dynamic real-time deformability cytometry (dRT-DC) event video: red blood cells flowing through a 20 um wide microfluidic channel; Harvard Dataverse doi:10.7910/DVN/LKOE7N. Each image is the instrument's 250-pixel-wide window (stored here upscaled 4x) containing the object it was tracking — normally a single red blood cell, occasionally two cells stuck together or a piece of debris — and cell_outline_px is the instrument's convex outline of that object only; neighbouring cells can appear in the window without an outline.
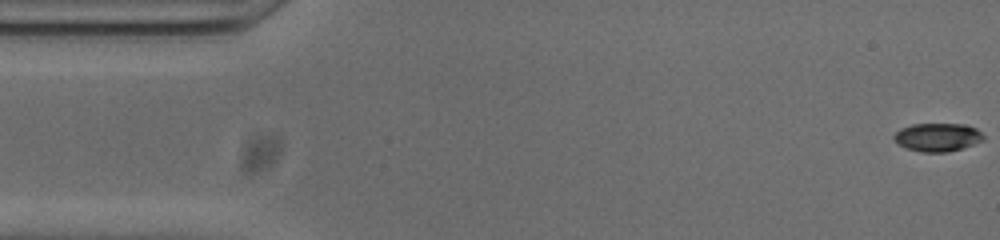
{"species": "common noctule bat (a hibernating species)", "species_latin": "Nyctalus noctula", "temperature_condition": "cold", "stored_images_in_passage": 52, "camera_frame_rate_fps": 3000, "um_per_image_px": 0.085, "animal": {"sex": "male", "body_mass_g": 20.0, "forearm_length_mm": 53.3}, "frame": {"image": 1, "passage_image": 1, "time_ms": 0.0, "image_size_px": [1000, 240], "cell_outline_px": [[984, 140], [948, 152], [920, 152], [904, 148], [892, 136], [900, 128], [912, 124], [964, 124], [976, 128], [984, 136]], "centroid_in_image_um": [79.67, 11.66], "position_along_channel_um": 5.3, "area_um2": 14.68}}
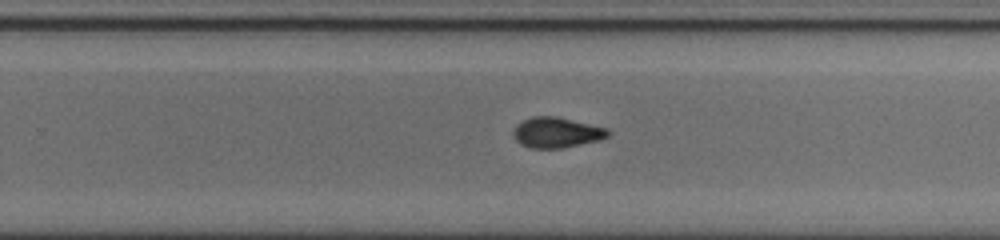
{"frame": {"image": 2, "passage_image": 32, "time_ms": 10.333, "image_size_px": [1000, 240], "cell_outline_px": [[608, 136], [600, 140], [564, 148], [532, 148], [520, 144], [512, 136], [512, 132], [516, 124], [532, 116], [556, 116], [608, 128]], "centroid_in_image_um": [47.28, 11.26], "position_along_channel_um": 282.5, "area_um2": 16.88}}
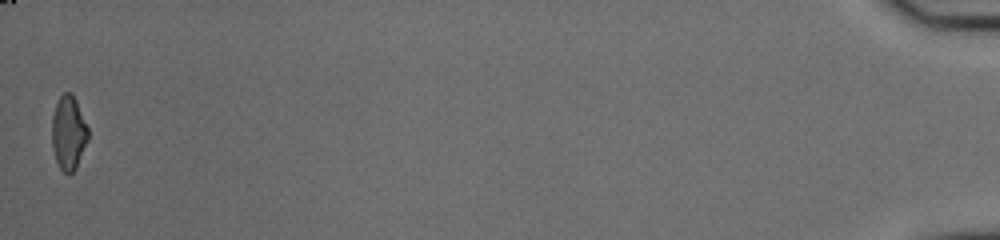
{"frame": {"image": 3, "passage_image": 52, "time_ms": 17.0, "image_size_px": [1000, 240], "cell_outline_px": [[88, 140], [76, 168], [68, 176], [60, 168], [56, 160], [52, 148], [52, 116], [56, 104], [60, 96], [64, 92], [72, 92], [76, 100], [88, 128]], "centroid_in_image_um": [5.82, 11.29], "position_along_channel_um": 429.4, "area_um2": 15.66}, "authors_computed_cell_mechanics": {"area_um2": 16.4441, "velocity_mm_per_s": 3.847, "shape_relaxation_time_tau1_ms": 6.6208, "shape_relaxation_time_tau2_ms": 1.9072, "deformation_change_tau1": 0.2041, "deformation_change_tau2": 0.0673}}